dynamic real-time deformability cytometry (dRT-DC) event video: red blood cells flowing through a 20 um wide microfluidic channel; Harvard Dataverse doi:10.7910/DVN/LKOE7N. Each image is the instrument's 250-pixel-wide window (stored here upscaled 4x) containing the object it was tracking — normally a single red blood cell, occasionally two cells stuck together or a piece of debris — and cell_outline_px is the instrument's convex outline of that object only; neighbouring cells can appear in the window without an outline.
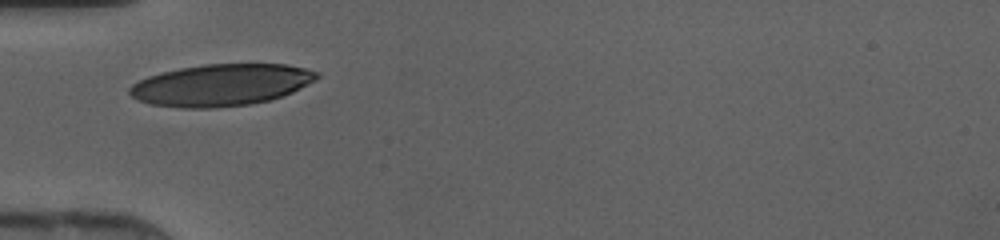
{"species": "human", "species_latin": "Homo sapiens", "temperature_condition": "cold", "stored_images_in_passage": 24, "camera_frame_rate_fps": 3000, "um_per_image_px": 0.085, "donor": {"sex": "female"}, "frame": {"image": 1, "passage_image": 1, "time_ms": 0.0, "image_size_px": [1000, 240], "cell_outline_px": [[320, 76], [316, 80], [292, 92], [268, 100], [248, 104], [212, 108], [180, 108], [148, 104], [136, 100], [128, 92], [128, 88], [132, 84], [148, 76], [180, 68], [204, 64], [288, 64], [320, 72]], "centroid_in_image_um": [18.77, 7.22], "position_along_channel_um": 66.2, "area_um2": 45.6}}
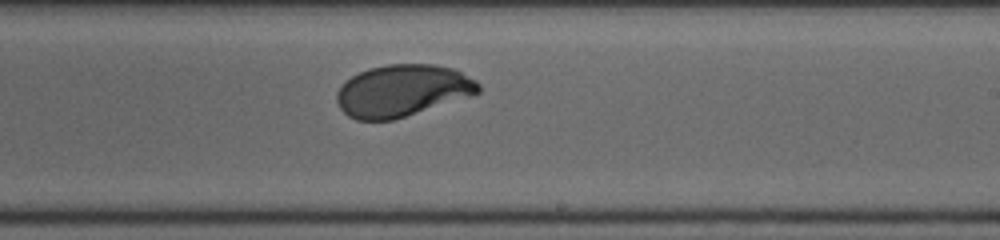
{"frame": {"image": 2, "passage_image": 14, "time_ms": 4.333, "image_size_px": [1000, 240], "cell_outline_px": [[480, 92], [472, 96], [392, 120], [356, 120], [348, 116], [340, 108], [336, 100], [336, 92], [352, 76], [368, 68], [388, 64], [432, 64], [452, 68], [476, 80], [480, 84]], "centroid_in_image_um": [34.21, 7.7], "position_along_channel_um": 254.8, "area_um2": 42.71}}
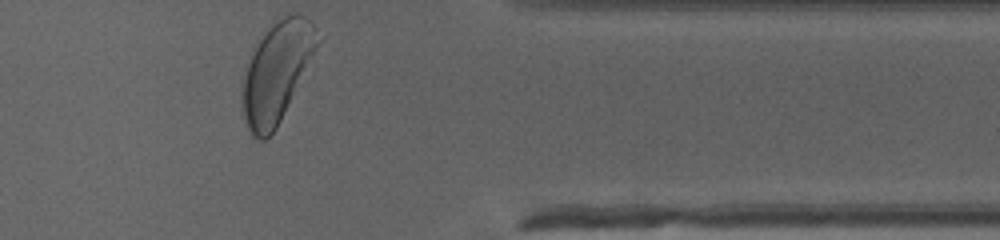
{"frame": {"image": 3, "passage_image": 24, "time_ms": 7.667, "image_size_px": [1000, 240], "cell_outline_px": [[324, 36], [276, 128], [264, 140], [256, 140], [252, 136], [248, 128], [244, 116], [240, 88], [244, 68], [252, 48], [284, 16], [296, 12], [304, 16]], "centroid_in_image_um": [23.52, 6.13], "position_along_channel_um": 387.9, "area_um2": 43.64}}